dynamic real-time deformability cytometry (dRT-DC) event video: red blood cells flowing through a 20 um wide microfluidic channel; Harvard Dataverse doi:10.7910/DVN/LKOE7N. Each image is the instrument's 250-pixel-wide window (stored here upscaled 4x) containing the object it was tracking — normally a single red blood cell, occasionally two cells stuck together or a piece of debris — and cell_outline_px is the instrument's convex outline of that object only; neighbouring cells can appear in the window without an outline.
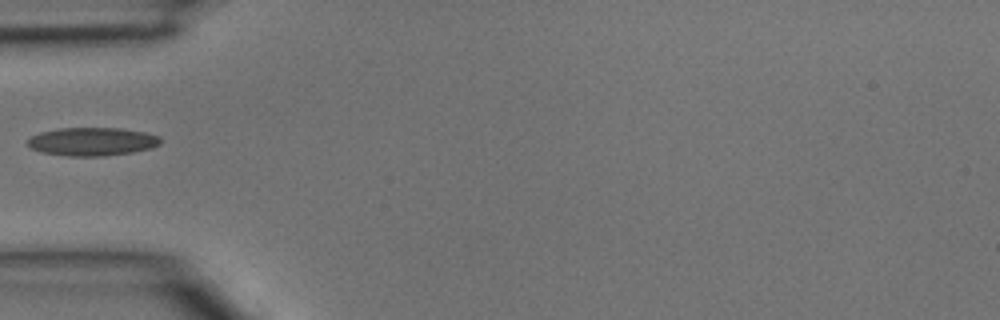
{"species": "common noctule bat (a hibernating species)", "species_latin": "Nyctalus noctula", "temperature_condition": "room temperature", "stored_images_in_passage": 1, "camera_frame_rate_fps": 3000, "um_per_image_px": 0.085, "animal": {"sex": "male", "body_mass_g": 15.6}, "frame": {"image": 1, "passage_image": 1, "time_ms": 0.0, "image_size_px": [1000, 320], "cell_outline_px": [[160, 144], [152, 148], [132, 152], [104, 156], [68, 156], [40, 152], [32, 148], [28, 144], [28, 140], [32, 136], [40, 132], [60, 128], [120, 128], [144, 132], [160, 136]], "centroid_in_image_um": [7.85, 12.03], "position_along_channel_um": 77.2, "area_um2": 21.85}}